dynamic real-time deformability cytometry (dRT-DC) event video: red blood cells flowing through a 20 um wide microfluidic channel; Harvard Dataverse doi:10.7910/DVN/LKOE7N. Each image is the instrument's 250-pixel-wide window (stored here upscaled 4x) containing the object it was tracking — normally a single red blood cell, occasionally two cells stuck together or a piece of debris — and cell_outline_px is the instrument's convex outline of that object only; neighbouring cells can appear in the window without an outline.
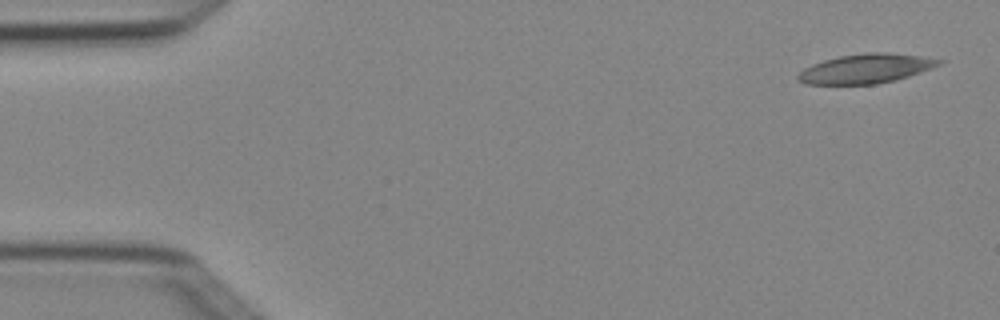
{"species": "Egyptian fruit bat (a non-hibernating species)", "species_latin": "Rousettus aegyptiacus", "temperature_condition": "cold", "stored_images_in_passage": 3, "camera_frame_rate_fps": 3000, "um_per_image_px": 0.085, "animal": {"sex": "female"}, "frame": {"image": 1, "passage_image": 1, "time_ms": 0.0, "image_size_px": [1000, 320], "cell_outline_px": [[944, 64], [896, 80], [876, 84], [804, 84], [796, 80], [796, 76], [804, 68], [812, 64], [824, 60], [840, 56], [864, 52], [888, 52], [920, 56], [944, 60]], "centroid_in_image_um": [73.6, 5.83], "position_along_channel_um": 11.4, "area_um2": 24.28}}